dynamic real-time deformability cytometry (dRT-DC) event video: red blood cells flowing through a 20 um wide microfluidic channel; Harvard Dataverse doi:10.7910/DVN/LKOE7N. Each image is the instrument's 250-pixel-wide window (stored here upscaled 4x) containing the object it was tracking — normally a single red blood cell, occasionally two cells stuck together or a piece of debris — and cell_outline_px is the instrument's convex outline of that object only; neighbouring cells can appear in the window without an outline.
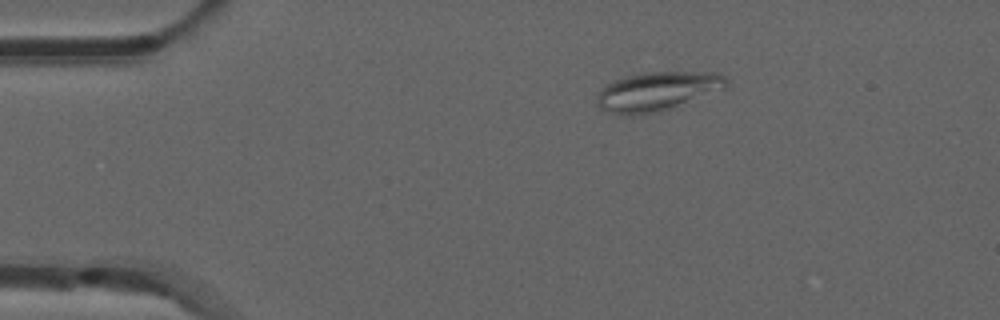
{"species": "common noctule bat (a hibernating species)", "species_latin": "Nyctalus noctula", "temperature_condition": "room temperature", "stored_images_in_passage": 28, "camera_frame_rate_fps": 3000, "um_per_image_px": 0.085, "animal": {"sex": "male", "forearm_length_mm": 52.5}, "frame": {"image": 1, "passage_image": 1, "time_ms": 0.0, "image_size_px": [1000, 320], "cell_outline_px": [[728, 84], [724, 88], [660, 112], [632, 116], [624, 116], [600, 108], [596, 104], [596, 96], [600, 88], [604, 84], [628, 76], [644, 72], [716, 72], [724, 76], [728, 80]], "centroid_in_image_um": [55.81, 7.77], "position_along_channel_um": 29.2, "area_um2": 29.42}}
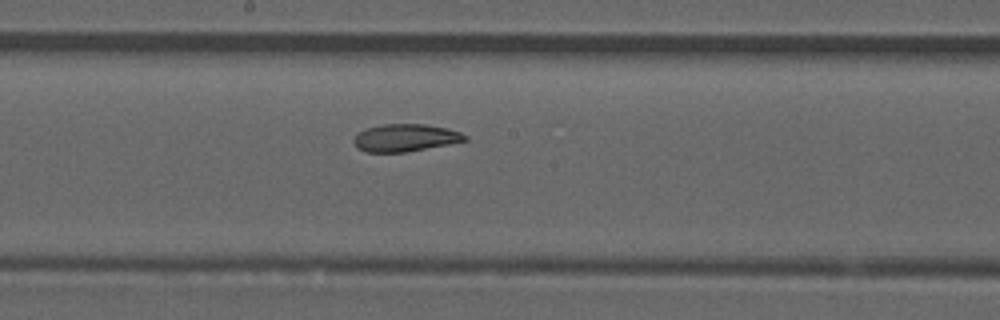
{"frame": {"image": 2, "passage_image": 20, "time_ms": 6.333, "image_size_px": [1000, 320], "cell_outline_px": [[468, 140], [448, 144], [404, 152], [368, 152], [356, 148], [352, 140], [360, 132], [368, 128], [384, 124], [424, 124], [448, 128], [460, 132], [468, 136]], "centroid_in_image_um": [34.46, 11.71], "position_along_channel_um": 213.7, "area_um2": 17.63}}
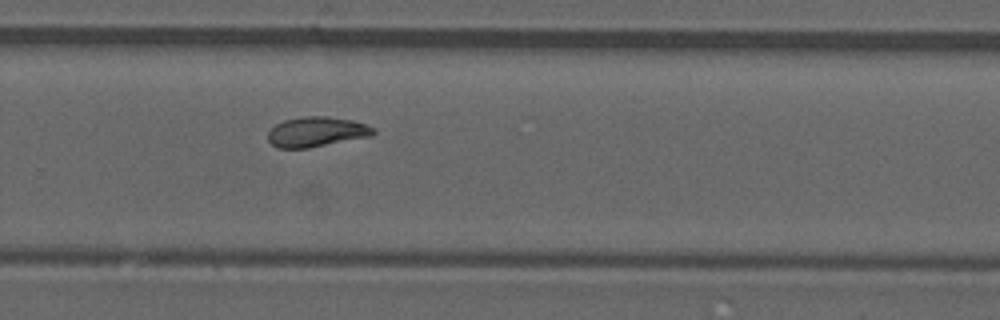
{"frame": {"image": 3, "passage_image": 27, "time_ms": 8.667, "image_size_px": [1000, 320], "cell_outline_px": [[376, 132], [372, 136], [308, 148], [276, 148], [268, 140], [268, 132], [276, 124], [284, 120], [300, 116], [328, 116], [352, 120], [376, 128]], "centroid_in_image_um": [26.91, 11.2], "position_along_channel_um": 302.9, "area_um2": 18.55}}